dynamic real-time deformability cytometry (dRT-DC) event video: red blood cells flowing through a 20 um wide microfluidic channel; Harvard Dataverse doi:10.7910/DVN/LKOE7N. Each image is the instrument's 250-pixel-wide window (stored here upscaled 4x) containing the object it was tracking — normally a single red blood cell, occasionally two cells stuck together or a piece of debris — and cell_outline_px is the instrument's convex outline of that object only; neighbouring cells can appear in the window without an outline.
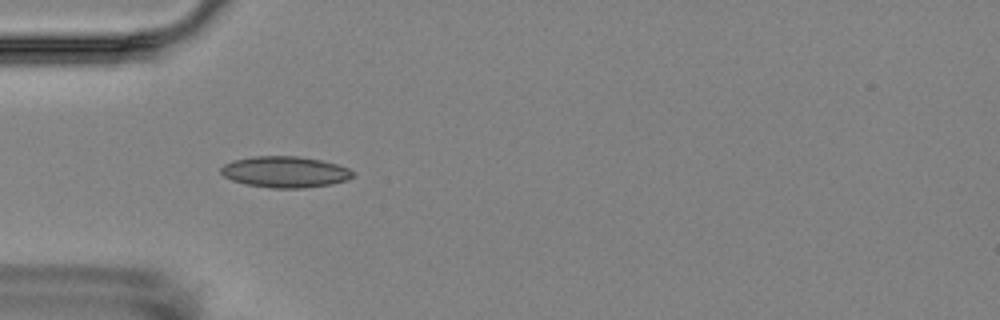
{"species": "Egyptian fruit bat (a non-hibernating species)", "species_latin": "Rousettus aegyptiacus", "temperature_condition": "room temperature", "stored_images_in_passage": 1, "camera_frame_rate_fps": 3000, "um_per_image_px": 0.085, "animal": {"sex": "female"}, "frame": {"image": 1, "passage_image": 1, "time_ms": 0.0, "image_size_px": [1000, 320], "cell_outline_px": [[356, 172], [348, 180], [332, 184], [304, 188], [272, 188], [248, 184], [232, 180], [224, 176], [220, 172], [220, 168], [224, 164], [232, 160], [252, 156], [296, 156], [320, 160], [336, 164], [348, 168]], "centroid_in_image_um": [24.23, 14.61], "position_along_channel_um": 60.8, "area_um2": 23.99}}